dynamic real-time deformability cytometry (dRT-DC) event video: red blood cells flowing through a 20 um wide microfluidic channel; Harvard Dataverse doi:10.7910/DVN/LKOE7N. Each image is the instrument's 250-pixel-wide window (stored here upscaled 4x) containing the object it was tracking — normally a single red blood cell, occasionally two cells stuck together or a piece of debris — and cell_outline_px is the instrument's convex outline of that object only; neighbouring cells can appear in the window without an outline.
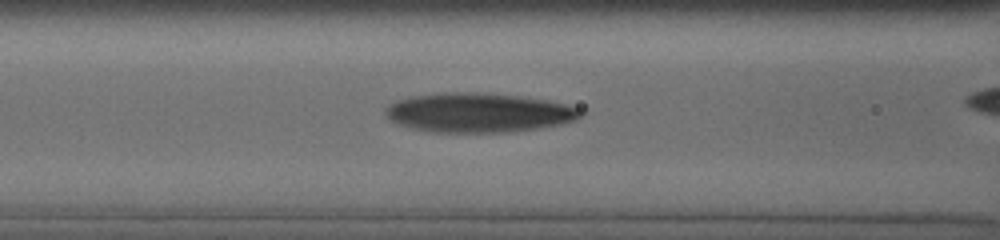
{"species": "human", "species_latin": "Homo sapiens", "temperature_condition": "cold", "stored_images_in_passage": 6, "segment_of_instrument_passage": [1, 2], "camera_frame_rate_fps": 3000, "um_per_image_px": 0.085, "donor": {"sex": "male"}, "frame": {"image": 1, "passage_image": 4, "time_ms": 1.667, "image_size_px": [1000, 240], "cell_outline_px": [[584, 112], [576, 120], [560, 124], [536, 128], [504, 132], [432, 132], [412, 128], [400, 124], [392, 120], [384, 112], [384, 108], [388, 104], [396, 100], [412, 96], [444, 92], [472, 92], [516, 96], [548, 100], [580, 108]], "centroid_in_image_um": [40.65, 9.57], "position_along_channel_um": 125.9, "area_um2": 44.45}}